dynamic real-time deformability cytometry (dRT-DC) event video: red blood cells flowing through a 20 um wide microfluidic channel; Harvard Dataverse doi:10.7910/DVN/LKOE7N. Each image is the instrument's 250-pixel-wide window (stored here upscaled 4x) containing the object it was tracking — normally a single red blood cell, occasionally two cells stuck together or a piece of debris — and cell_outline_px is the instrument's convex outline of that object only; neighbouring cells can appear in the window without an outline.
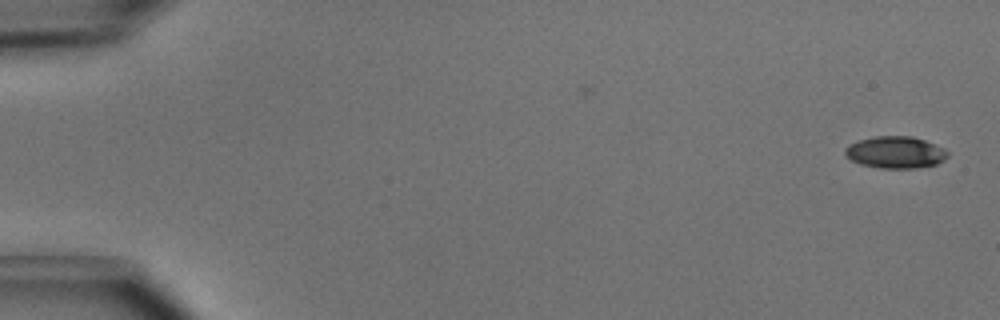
{"species": "common noctule bat (a hibernating species)", "species_latin": "Nyctalus noctula", "temperature_condition": "cold", "stored_images_in_passage": 2, "camera_frame_rate_fps": 3000, "um_per_image_px": 0.085, "animal": {"sex": "male", "body_mass_g": 15.6}, "frame": {"image": 1, "passage_image": 2, "time_ms": 0.333, "image_size_px": [1000, 320], "cell_outline_px": [[948, 156], [944, 160], [936, 164], [916, 168], [880, 168], [860, 164], [852, 160], [844, 152], [844, 148], [848, 144], [860, 140], [876, 136], [912, 136], [924, 140], [944, 148], [948, 152]], "centroid_in_image_um": [76.12, 12.94], "position_along_channel_um": 8.9, "area_um2": 19.02}}